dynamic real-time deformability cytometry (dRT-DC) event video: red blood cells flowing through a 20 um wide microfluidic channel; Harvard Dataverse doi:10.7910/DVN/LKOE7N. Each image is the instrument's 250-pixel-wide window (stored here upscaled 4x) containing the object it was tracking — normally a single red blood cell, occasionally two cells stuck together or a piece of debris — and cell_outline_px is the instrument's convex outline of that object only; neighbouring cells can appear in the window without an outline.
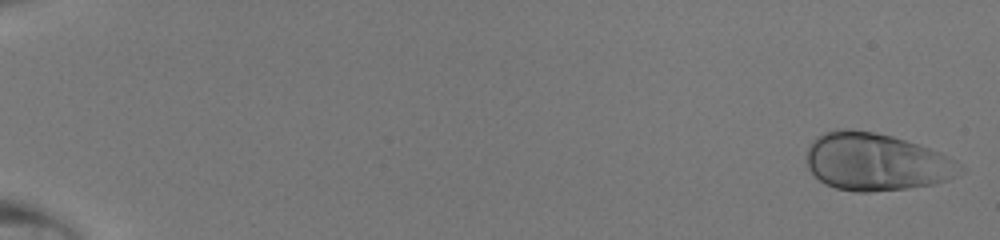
{"species": "human", "species_latin": "Homo sapiens", "temperature_condition": "room temperature", "stored_images_in_passage": 49, "camera_frame_rate_fps": 3000, "um_per_image_px": 0.085, "donor": {"sex": "male"}, "frame": {"image": 1, "passage_image": 2, "time_ms": 0.333, "image_size_px": [1000, 240], "cell_outline_px": [[968, 168], [964, 172], [948, 180], [932, 184], [908, 188], [868, 192], [856, 192], [836, 188], [824, 184], [808, 168], [804, 156], [812, 140], [816, 136], [824, 132], [836, 128], [852, 128], [876, 132], [892, 136], [940, 152], [956, 160]], "centroid_in_image_um": [74.46, 13.75], "position_along_channel_um": 10.5, "area_um2": 52.14}}
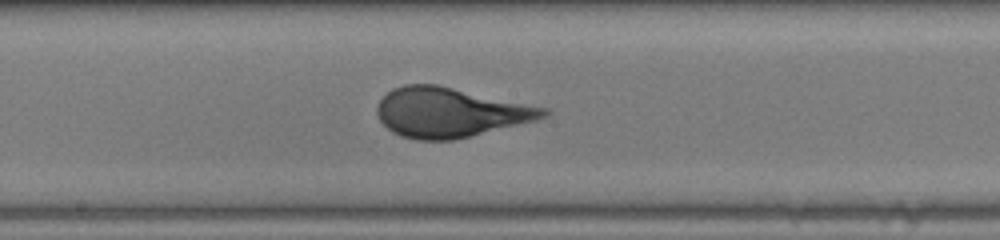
{"frame": {"image": 2, "passage_image": 29, "time_ms": 9.333, "image_size_px": [1000, 240], "cell_outline_px": [[552, 112], [548, 116], [536, 120], [452, 140], [416, 140], [400, 136], [392, 132], [380, 120], [376, 112], [376, 108], [380, 100], [392, 88], [404, 84], [436, 84], [548, 108]], "centroid_in_image_um": [38.24, 9.55], "position_along_channel_um": 210.0, "area_um2": 47.92}}
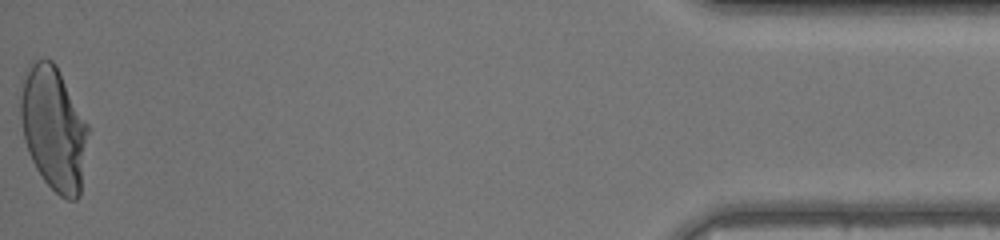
{"frame": {"image": 3, "passage_image": 49, "time_ms": 16.0, "image_size_px": [1000, 240], "cell_outline_px": [[92, 128], [80, 196], [76, 200], [68, 200], [60, 196], [44, 180], [36, 168], [28, 152], [24, 140], [20, 116], [20, 80], [28, 64], [36, 60], [52, 60], [56, 64]], "centroid_in_image_um": [4.6, 10.9], "position_along_channel_um": 430.6, "area_um2": 50.29}}